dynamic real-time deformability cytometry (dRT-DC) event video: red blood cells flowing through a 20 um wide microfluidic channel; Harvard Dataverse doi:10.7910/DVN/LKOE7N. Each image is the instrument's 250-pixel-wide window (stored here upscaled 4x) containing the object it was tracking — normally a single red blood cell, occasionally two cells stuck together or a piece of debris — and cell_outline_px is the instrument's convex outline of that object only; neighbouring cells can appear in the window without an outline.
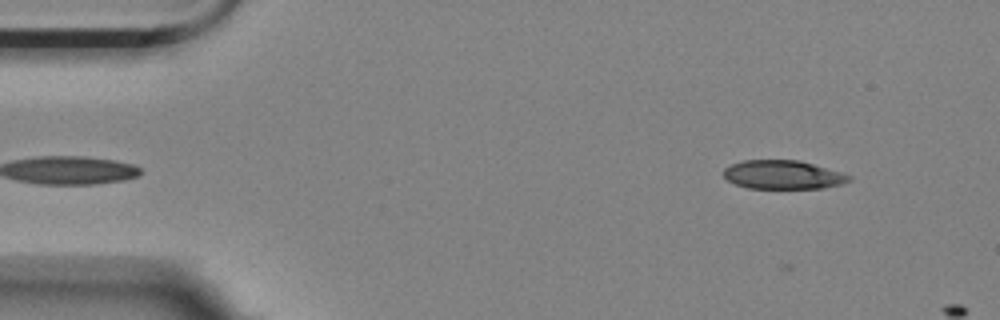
{"species": "Egyptian fruit bat (a non-hibernating species)", "species_latin": "Rousettus aegyptiacus", "temperature_condition": "room temperature", "stored_images_in_passage": 3, "camera_frame_rate_fps": 3000, "um_per_image_px": 0.085, "animal": {"sex": "female"}, "frame": {"image": 1, "passage_image": 2, "time_ms": 0.333, "image_size_px": [1000, 320], "cell_outline_px": [[852, 180], [840, 184], [824, 188], [748, 188], [736, 184], [728, 180], [724, 176], [724, 168], [732, 164], [744, 160], [800, 160], [840, 172], [852, 176]], "centroid_in_image_um": [66.56, 14.85], "position_along_channel_um": 18.4, "area_um2": 20.87}}